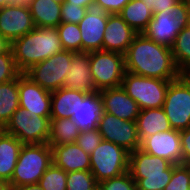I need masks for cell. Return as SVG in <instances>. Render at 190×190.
Returning <instances> with one entry per match:
<instances>
[{
  "mask_svg": "<svg viewBox=\"0 0 190 190\" xmlns=\"http://www.w3.org/2000/svg\"><path fill=\"white\" fill-rule=\"evenodd\" d=\"M125 70L149 78L176 80L183 74L178 69L171 48L137 34L124 54Z\"/></svg>",
  "mask_w": 190,
  "mask_h": 190,
  "instance_id": "obj_1",
  "label": "cell"
},
{
  "mask_svg": "<svg viewBox=\"0 0 190 190\" xmlns=\"http://www.w3.org/2000/svg\"><path fill=\"white\" fill-rule=\"evenodd\" d=\"M17 69L24 73L63 50L57 27H36L10 43Z\"/></svg>",
  "mask_w": 190,
  "mask_h": 190,
  "instance_id": "obj_2",
  "label": "cell"
},
{
  "mask_svg": "<svg viewBox=\"0 0 190 190\" xmlns=\"http://www.w3.org/2000/svg\"><path fill=\"white\" fill-rule=\"evenodd\" d=\"M129 172L137 190H164L172 177L173 164L136 149L129 153Z\"/></svg>",
  "mask_w": 190,
  "mask_h": 190,
  "instance_id": "obj_3",
  "label": "cell"
},
{
  "mask_svg": "<svg viewBox=\"0 0 190 190\" xmlns=\"http://www.w3.org/2000/svg\"><path fill=\"white\" fill-rule=\"evenodd\" d=\"M52 163V148L49 144H23L9 182L10 186L38 184Z\"/></svg>",
  "mask_w": 190,
  "mask_h": 190,
  "instance_id": "obj_4",
  "label": "cell"
},
{
  "mask_svg": "<svg viewBox=\"0 0 190 190\" xmlns=\"http://www.w3.org/2000/svg\"><path fill=\"white\" fill-rule=\"evenodd\" d=\"M189 0H181L173 12L161 11L153 14L152 20L142 33L154 42L172 48L178 33L187 27Z\"/></svg>",
  "mask_w": 190,
  "mask_h": 190,
  "instance_id": "obj_5",
  "label": "cell"
},
{
  "mask_svg": "<svg viewBox=\"0 0 190 190\" xmlns=\"http://www.w3.org/2000/svg\"><path fill=\"white\" fill-rule=\"evenodd\" d=\"M171 81L174 80L149 78L125 71L121 86L143 110L163 107Z\"/></svg>",
  "mask_w": 190,
  "mask_h": 190,
  "instance_id": "obj_6",
  "label": "cell"
},
{
  "mask_svg": "<svg viewBox=\"0 0 190 190\" xmlns=\"http://www.w3.org/2000/svg\"><path fill=\"white\" fill-rule=\"evenodd\" d=\"M90 171L98 183L120 176L129 171V152L119 145L102 140L90 154Z\"/></svg>",
  "mask_w": 190,
  "mask_h": 190,
  "instance_id": "obj_7",
  "label": "cell"
},
{
  "mask_svg": "<svg viewBox=\"0 0 190 190\" xmlns=\"http://www.w3.org/2000/svg\"><path fill=\"white\" fill-rule=\"evenodd\" d=\"M50 121V116L31 117L29 111L18 108L2 130L14 135L22 144H48Z\"/></svg>",
  "mask_w": 190,
  "mask_h": 190,
  "instance_id": "obj_8",
  "label": "cell"
},
{
  "mask_svg": "<svg viewBox=\"0 0 190 190\" xmlns=\"http://www.w3.org/2000/svg\"><path fill=\"white\" fill-rule=\"evenodd\" d=\"M90 69L97 92L122 85L125 74L124 55L111 51H91Z\"/></svg>",
  "mask_w": 190,
  "mask_h": 190,
  "instance_id": "obj_9",
  "label": "cell"
},
{
  "mask_svg": "<svg viewBox=\"0 0 190 190\" xmlns=\"http://www.w3.org/2000/svg\"><path fill=\"white\" fill-rule=\"evenodd\" d=\"M162 108L172 129L190 128V81L184 75L169 83Z\"/></svg>",
  "mask_w": 190,
  "mask_h": 190,
  "instance_id": "obj_10",
  "label": "cell"
},
{
  "mask_svg": "<svg viewBox=\"0 0 190 190\" xmlns=\"http://www.w3.org/2000/svg\"><path fill=\"white\" fill-rule=\"evenodd\" d=\"M73 51L62 50L48 59L31 66L24 74L40 87L54 91L63 87L68 75Z\"/></svg>",
  "mask_w": 190,
  "mask_h": 190,
  "instance_id": "obj_11",
  "label": "cell"
},
{
  "mask_svg": "<svg viewBox=\"0 0 190 190\" xmlns=\"http://www.w3.org/2000/svg\"><path fill=\"white\" fill-rule=\"evenodd\" d=\"M102 140L112 142L129 153L140 148L136 121L123 120L115 115L102 112L98 125Z\"/></svg>",
  "mask_w": 190,
  "mask_h": 190,
  "instance_id": "obj_12",
  "label": "cell"
},
{
  "mask_svg": "<svg viewBox=\"0 0 190 190\" xmlns=\"http://www.w3.org/2000/svg\"><path fill=\"white\" fill-rule=\"evenodd\" d=\"M35 28L28 5L12 3L0 8V35L9 44Z\"/></svg>",
  "mask_w": 190,
  "mask_h": 190,
  "instance_id": "obj_13",
  "label": "cell"
},
{
  "mask_svg": "<svg viewBox=\"0 0 190 190\" xmlns=\"http://www.w3.org/2000/svg\"><path fill=\"white\" fill-rule=\"evenodd\" d=\"M19 108L29 111L31 117L51 115V91L40 87L24 73L18 76Z\"/></svg>",
  "mask_w": 190,
  "mask_h": 190,
  "instance_id": "obj_14",
  "label": "cell"
},
{
  "mask_svg": "<svg viewBox=\"0 0 190 190\" xmlns=\"http://www.w3.org/2000/svg\"><path fill=\"white\" fill-rule=\"evenodd\" d=\"M145 153L167 159L172 164H182L180 131L171 129L153 134L141 141L140 148Z\"/></svg>",
  "mask_w": 190,
  "mask_h": 190,
  "instance_id": "obj_15",
  "label": "cell"
},
{
  "mask_svg": "<svg viewBox=\"0 0 190 190\" xmlns=\"http://www.w3.org/2000/svg\"><path fill=\"white\" fill-rule=\"evenodd\" d=\"M108 13L97 8H89L84 18L78 23L81 31L82 52L102 50Z\"/></svg>",
  "mask_w": 190,
  "mask_h": 190,
  "instance_id": "obj_16",
  "label": "cell"
},
{
  "mask_svg": "<svg viewBox=\"0 0 190 190\" xmlns=\"http://www.w3.org/2000/svg\"><path fill=\"white\" fill-rule=\"evenodd\" d=\"M62 88L73 89L86 94L96 93L90 69V52H73L68 75Z\"/></svg>",
  "mask_w": 190,
  "mask_h": 190,
  "instance_id": "obj_17",
  "label": "cell"
},
{
  "mask_svg": "<svg viewBox=\"0 0 190 190\" xmlns=\"http://www.w3.org/2000/svg\"><path fill=\"white\" fill-rule=\"evenodd\" d=\"M99 95L104 112L123 120L136 121L141 109L122 86L101 90Z\"/></svg>",
  "mask_w": 190,
  "mask_h": 190,
  "instance_id": "obj_18",
  "label": "cell"
},
{
  "mask_svg": "<svg viewBox=\"0 0 190 190\" xmlns=\"http://www.w3.org/2000/svg\"><path fill=\"white\" fill-rule=\"evenodd\" d=\"M137 34L119 14H108L102 50L124 55Z\"/></svg>",
  "mask_w": 190,
  "mask_h": 190,
  "instance_id": "obj_19",
  "label": "cell"
},
{
  "mask_svg": "<svg viewBox=\"0 0 190 190\" xmlns=\"http://www.w3.org/2000/svg\"><path fill=\"white\" fill-rule=\"evenodd\" d=\"M50 146L52 148V161L56 167L62 168L67 173L90 170V155L77 143Z\"/></svg>",
  "mask_w": 190,
  "mask_h": 190,
  "instance_id": "obj_20",
  "label": "cell"
},
{
  "mask_svg": "<svg viewBox=\"0 0 190 190\" xmlns=\"http://www.w3.org/2000/svg\"><path fill=\"white\" fill-rule=\"evenodd\" d=\"M102 112L101 96L99 92H96L88 94L84 99H79L73 109L71 119L80 131L98 128Z\"/></svg>",
  "mask_w": 190,
  "mask_h": 190,
  "instance_id": "obj_21",
  "label": "cell"
},
{
  "mask_svg": "<svg viewBox=\"0 0 190 190\" xmlns=\"http://www.w3.org/2000/svg\"><path fill=\"white\" fill-rule=\"evenodd\" d=\"M22 145L14 135L0 129V181H11Z\"/></svg>",
  "mask_w": 190,
  "mask_h": 190,
  "instance_id": "obj_22",
  "label": "cell"
},
{
  "mask_svg": "<svg viewBox=\"0 0 190 190\" xmlns=\"http://www.w3.org/2000/svg\"><path fill=\"white\" fill-rule=\"evenodd\" d=\"M136 127L140 141L153 134L172 129L162 107L140 110L136 119Z\"/></svg>",
  "mask_w": 190,
  "mask_h": 190,
  "instance_id": "obj_23",
  "label": "cell"
},
{
  "mask_svg": "<svg viewBox=\"0 0 190 190\" xmlns=\"http://www.w3.org/2000/svg\"><path fill=\"white\" fill-rule=\"evenodd\" d=\"M88 94L68 89L60 88L51 92V119L71 118L73 109L79 99H84Z\"/></svg>",
  "mask_w": 190,
  "mask_h": 190,
  "instance_id": "obj_24",
  "label": "cell"
},
{
  "mask_svg": "<svg viewBox=\"0 0 190 190\" xmlns=\"http://www.w3.org/2000/svg\"><path fill=\"white\" fill-rule=\"evenodd\" d=\"M28 7L36 27H57L61 23L62 4L53 0H35Z\"/></svg>",
  "mask_w": 190,
  "mask_h": 190,
  "instance_id": "obj_25",
  "label": "cell"
},
{
  "mask_svg": "<svg viewBox=\"0 0 190 190\" xmlns=\"http://www.w3.org/2000/svg\"><path fill=\"white\" fill-rule=\"evenodd\" d=\"M118 14L138 34L144 32L153 17L151 9L141 0H131Z\"/></svg>",
  "mask_w": 190,
  "mask_h": 190,
  "instance_id": "obj_26",
  "label": "cell"
},
{
  "mask_svg": "<svg viewBox=\"0 0 190 190\" xmlns=\"http://www.w3.org/2000/svg\"><path fill=\"white\" fill-rule=\"evenodd\" d=\"M19 108L18 77L10 82L0 84V129Z\"/></svg>",
  "mask_w": 190,
  "mask_h": 190,
  "instance_id": "obj_27",
  "label": "cell"
},
{
  "mask_svg": "<svg viewBox=\"0 0 190 190\" xmlns=\"http://www.w3.org/2000/svg\"><path fill=\"white\" fill-rule=\"evenodd\" d=\"M80 130L71 118L51 119L49 145L76 143Z\"/></svg>",
  "mask_w": 190,
  "mask_h": 190,
  "instance_id": "obj_28",
  "label": "cell"
},
{
  "mask_svg": "<svg viewBox=\"0 0 190 190\" xmlns=\"http://www.w3.org/2000/svg\"><path fill=\"white\" fill-rule=\"evenodd\" d=\"M175 63L182 74L190 67V28L184 27L171 48Z\"/></svg>",
  "mask_w": 190,
  "mask_h": 190,
  "instance_id": "obj_29",
  "label": "cell"
},
{
  "mask_svg": "<svg viewBox=\"0 0 190 190\" xmlns=\"http://www.w3.org/2000/svg\"><path fill=\"white\" fill-rule=\"evenodd\" d=\"M63 50L82 52L81 31L78 24L60 23L57 26Z\"/></svg>",
  "mask_w": 190,
  "mask_h": 190,
  "instance_id": "obj_30",
  "label": "cell"
},
{
  "mask_svg": "<svg viewBox=\"0 0 190 190\" xmlns=\"http://www.w3.org/2000/svg\"><path fill=\"white\" fill-rule=\"evenodd\" d=\"M67 172L53 163L45 171L39 181L43 190H66Z\"/></svg>",
  "mask_w": 190,
  "mask_h": 190,
  "instance_id": "obj_31",
  "label": "cell"
},
{
  "mask_svg": "<svg viewBox=\"0 0 190 190\" xmlns=\"http://www.w3.org/2000/svg\"><path fill=\"white\" fill-rule=\"evenodd\" d=\"M66 190H97L98 182L90 170L67 173Z\"/></svg>",
  "mask_w": 190,
  "mask_h": 190,
  "instance_id": "obj_32",
  "label": "cell"
},
{
  "mask_svg": "<svg viewBox=\"0 0 190 190\" xmlns=\"http://www.w3.org/2000/svg\"><path fill=\"white\" fill-rule=\"evenodd\" d=\"M20 74L9 47L5 52L0 53V84L10 82Z\"/></svg>",
  "mask_w": 190,
  "mask_h": 190,
  "instance_id": "obj_33",
  "label": "cell"
},
{
  "mask_svg": "<svg viewBox=\"0 0 190 190\" xmlns=\"http://www.w3.org/2000/svg\"><path fill=\"white\" fill-rule=\"evenodd\" d=\"M164 190H190V171L185 164H173L172 177Z\"/></svg>",
  "mask_w": 190,
  "mask_h": 190,
  "instance_id": "obj_34",
  "label": "cell"
},
{
  "mask_svg": "<svg viewBox=\"0 0 190 190\" xmlns=\"http://www.w3.org/2000/svg\"><path fill=\"white\" fill-rule=\"evenodd\" d=\"M99 190H137L136 182L129 171L124 174L100 181Z\"/></svg>",
  "mask_w": 190,
  "mask_h": 190,
  "instance_id": "obj_35",
  "label": "cell"
},
{
  "mask_svg": "<svg viewBox=\"0 0 190 190\" xmlns=\"http://www.w3.org/2000/svg\"><path fill=\"white\" fill-rule=\"evenodd\" d=\"M101 141L102 136L99 133L98 128L80 131L79 136L76 139L77 145L89 155L98 147Z\"/></svg>",
  "mask_w": 190,
  "mask_h": 190,
  "instance_id": "obj_36",
  "label": "cell"
},
{
  "mask_svg": "<svg viewBox=\"0 0 190 190\" xmlns=\"http://www.w3.org/2000/svg\"><path fill=\"white\" fill-rule=\"evenodd\" d=\"M87 11L86 7H77V5L64 2L61 7V23L78 24Z\"/></svg>",
  "mask_w": 190,
  "mask_h": 190,
  "instance_id": "obj_37",
  "label": "cell"
},
{
  "mask_svg": "<svg viewBox=\"0 0 190 190\" xmlns=\"http://www.w3.org/2000/svg\"><path fill=\"white\" fill-rule=\"evenodd\" d=\"M131 0H94L93 7L108 14H118Z\"/></svg>",
  "mask_w": 190,
  "mask_h": 190,
  "instance_id": "obj_38",
  "label": "cell"
},
{
  "mask_svg": "<svg viewBox=\"0 0 190 190\" xmlns=\"http://www.w3.org/2000/svg\"><path fill=\"white\" fill-rule=\"evenodd\" d=\"M153 14L161 11L173 12L174 6H176L181 0H141Z\"/></svg>",
  "mask_w": 190,
  "mask_h": 190,
  "instance_id": "obj_39",
  "label": "cell"
},
{
  "mask_svg": "<svg viewBox=\"0 0 190 190\" xmlns=\"http://www.w3.org/2000/svg\"><path fill=\"white\" fill-rule=\"evenodd\" d=\"M182 164L190 162V128L180 131Z\"/></svg>",
  "mask_w": 190,
  "mask_h": 190,
  "instance_id": "obj_40",
  "label": "cell"
},
{
  "mask_svg": "<svg viewBox=\"0 0 190 190\" xmlns=\"http://www.w3.org/2000/svg\"><path fill=\"white\" fill-rule=\"evenodd\" d=\"M65 2L77 5V7L92 8L94 0H65Z\"/></svg>",
  "mask_w": 190,
  "mask_h": 190,
  "instance_id": "obj_41",
  "label": "cell"
},
{
  "mask_svg": "<svg viewBox=\"0 0 190 190\" xmlns=\"http://www.w3.org/2000/svg\"><path fill=\"white\" fill-rule=\"evenodd\" d=\"M12 190H43V189L38 183V184H30V185L12 187Z\"/></svg>",
  "mask_w": 190,
  "mask_h": 190,
  "instance_id": "obj_42",
  "label": "cell"
},
{
  "mask_svg": "<svg viewBox=\"0 0 190 190\" xmlns=\"http://www.w3.org/2000/svg\"><path fill=\"white\" fill-rule=\"evenodd\" d=\"M10 47V44L0 35V53L5 52Z\"/></svg>",
  "mask_w": 190,
  "mask_h": 190,
  "instance_id": "obj_43",
  "label": "cell"
},
{
  "mask_svg": "<svg viewBox=\"0 0 190 190\" xmlns=\"http://www.w3.org/2000/svg\"><path fill=\"white\" fill-rule=\"evenodd\" d=\"M0 190H12V187L8 182L0 181Z\"/></svg>",
  "mask_w": 190,
  "mask_h": 190,
  "instance_id": "obj_44",
  "label": "cell"
},
{
  "mask_svg": "<svg viewBox=\"0 0 190 190\" xmlns=\"http://www.w3.org/2000/svg\"><path fill=\"white\" fill-rule=\"evenodd\" d=\"M33 1L35 0H13V3L29 5Z\"/></svg>",
  "mask_w": 190,
  "mask_h": 190,
  "instance_id": "obj_45",
  "label": "cell"
},
{
  "mask_svg": "<svg viewBox=\"0 0 190 190\" xmlns=\"http://www.w3.org/2000/svg\"><path fill=\"white\" fill-rule=\"evenodd\" d=\"M13 3V0H0V8H3L7 5H10Z\"/></svg>",
  "mask_w": 190,
  "mask_h": 190,
  "instance_id": "obj_46",
  "label": "cell"
},
{
  "mask_svg": "<svg viewBox=\"0 0 190 190\" xmlns=\"http://www.w3.org/2000/svg\"><path fill=\"white\" fill-rule=\"evenodd\" d=\"M183 75L190 81V67L183 73Z\"/></svg>",
  "mask_w": 190,
  "mask_h": 190,
  "instance_id": "obj_47",
  "label": "cell"
},
{
  "mask_svg": "<svg viewBox=\"0 0 190 190\" xmlns=\"http://www.w3.org/2000/svg\"><path fill=\"white\" fill-rule=\"evenodd\" d=\"M187 26L190 28V0H189V11H188V18H187Z\"/></svg>",
  "mask_w": 190,
  "mask_h": 190,
  "instance_id": "obj_48",
  "label": "cell"
},
{
  "mask_svg": "<svg viewBox=\"0 0 190 190\" xmlns=\"http://www.w3.org/2000/svg\"><path fill=\"white\" fill-rule=\"evenodd\" d=\"M54 2H57V3H59V4H62V3H64L65 2V0H53Z\"/></svg>",
  "mask_w": 190,
  "mask_h": 190,
  "instance_id": "obj_49",
  "label": "cell"
},
{
  "mask_svg": "<svg viewBox=\"0 0 190 190\" xmlns=\"http://www.w3.org/2000/svg\"><path fill=\"white\" fill-rule=\"evenodd\" d=\"M185 165L188 167V169H189V171H190V162H189V163H186Z\"/></svg>",
  "mask_w": 190,
  "mask_h": 190,
  "instance_id": "obj_50",
  "label": "cell"
}]
</instances>
